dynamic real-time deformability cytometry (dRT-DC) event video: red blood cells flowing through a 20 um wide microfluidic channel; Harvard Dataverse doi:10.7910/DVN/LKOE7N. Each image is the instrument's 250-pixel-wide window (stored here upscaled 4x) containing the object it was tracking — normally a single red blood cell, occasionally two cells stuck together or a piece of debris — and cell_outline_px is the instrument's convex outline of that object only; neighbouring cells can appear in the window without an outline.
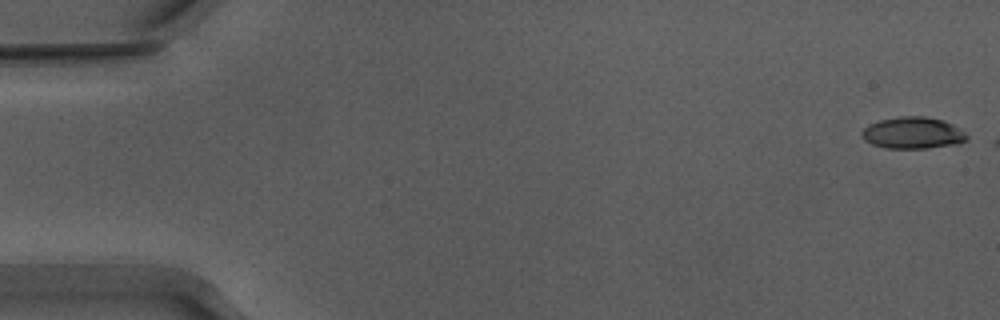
{"species": "Egyptian fruit bat (a non-hibernating species)", "species_latin": "Rousettus aegyptiacus", "temperature_condition": "warm", "stored_images_in_passage": 3, "camera_frame_rate_fps": 3000, "um_per_image_px": 0.085, "animal": {"sex": "male"}, "frame": {"image": 1, "passage_image": 1, "time_ms": 0.0, "image_size_px": [1000, 320], "cell_outline_px": [[968, 140], [960, 144], [928, 148], [888, 148], [872, 144], [864, 140], [860, 136], [860, 132], [868, 124], [880, 120], [900, 116], [924, 116], [944, 120], [952, 124], [964, 132], [968, 136]], "centroid_in_image_um": [77.59, 11.3], "position_along_channel_um": 7.4, "area_um2": 19.59}}